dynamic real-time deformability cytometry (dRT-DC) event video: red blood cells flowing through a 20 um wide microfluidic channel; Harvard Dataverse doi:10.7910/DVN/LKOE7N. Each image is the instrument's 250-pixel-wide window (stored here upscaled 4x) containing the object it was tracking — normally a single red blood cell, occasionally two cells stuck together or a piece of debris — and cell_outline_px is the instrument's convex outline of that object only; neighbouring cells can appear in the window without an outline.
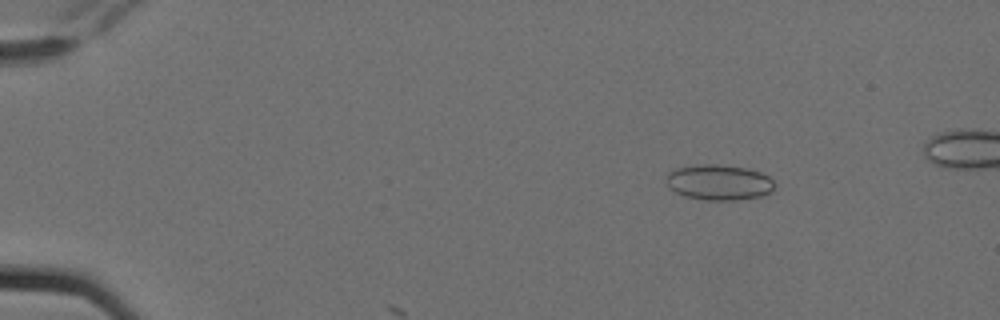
{"species": "Egyptian fruit bat (a non-hibernating species)", "species_latin": "Rousettus aegyptiacus", "temperature_condition": "cold", "stored_images_in_passage": 6, "camera_frame_rate_fps": 3000, "um_per_image_px": 0.085, "animal": {"sex": "female"}, "frame": {"image": 1, "passage_image": 3, "time_ms": 0.667, "image_size_px": [1000, 320], "cell_outline_px": [[776, 184], [772, 192], [760, 196], [736, 200], [704, 200], [684, 196], [668, 188], [668, 172], [676, 168], [700, 164], [716, 164], [748, 168], [760, 172], [768, 176]], "centroid_in_image_um": [61.13, 15.5], "position_along_channel_um": 23.9, "area_um2": 22.48}}